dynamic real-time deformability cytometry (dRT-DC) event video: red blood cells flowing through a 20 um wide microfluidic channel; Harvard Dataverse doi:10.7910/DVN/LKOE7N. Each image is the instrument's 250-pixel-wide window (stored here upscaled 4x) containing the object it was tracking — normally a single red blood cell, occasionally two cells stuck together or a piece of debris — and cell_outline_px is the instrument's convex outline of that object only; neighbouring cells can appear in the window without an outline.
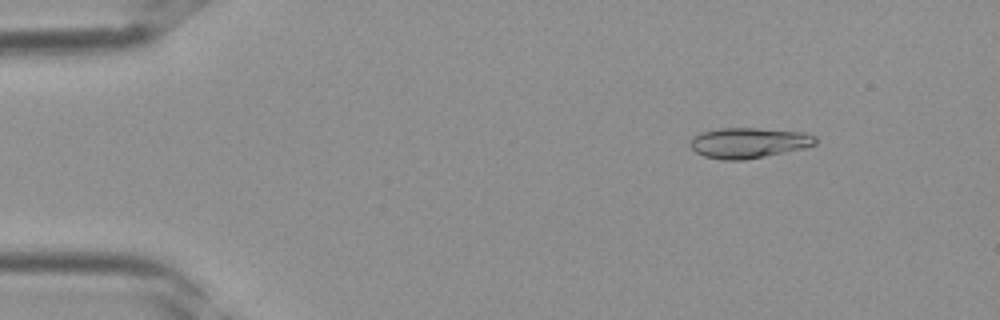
{"species": "Egyptian fruit bat (a non-hibernating species)", "species_latin": "Rousettus aegyptiacus", "temperature_condition": "room temperature", "stored_images_in_passage": 38, "camera_frame_rate_fps": 3000, "um_per_image_px": 0.085, "frame": {"image": 1, "passage_image": 5, "time_ms": 1.333, "image_size_px": [1000, 320], "cell_outline_px": [[816, 144], [804, 148], [744, 160], [724, 160], [704, 156], [696, 152], [688, 144], [692, 136], [700, 132], [720, 128], [756, 128], [804, 132], [816, 136]], "centroid_in_image_um": [63.6, 12.13], "position_along_channel_um": 21.4, "area_um2": 22.25}}
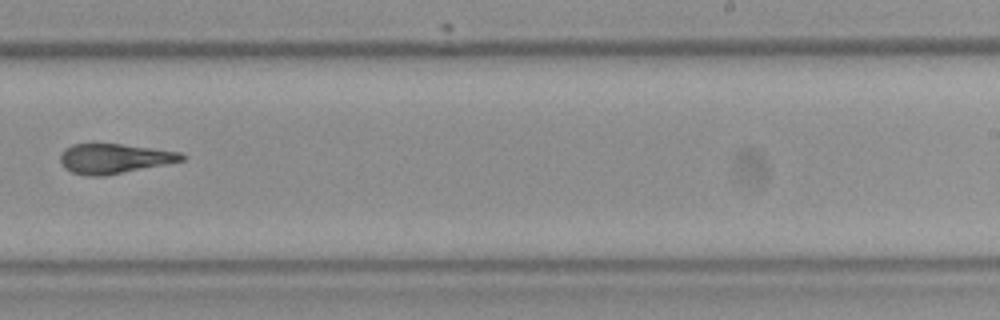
{"frame": {"image": 2, "passage_image": 24, "time_ms": 7.667, "image_size_px": [1000, 320], "cell_outline_px": [[184, 160], [168, 164], [104, 176], [88, 176], [72, 172], [64, 168], [60, 160], [60, 152], [64, 148], [72, 144], [120, 144], [152, 148], [180, 152], [184, 156]], "centroid_in_image_um": [9.68, 13.48], "position_along_channel_um": 279.3, "area_um2": 21.1}}
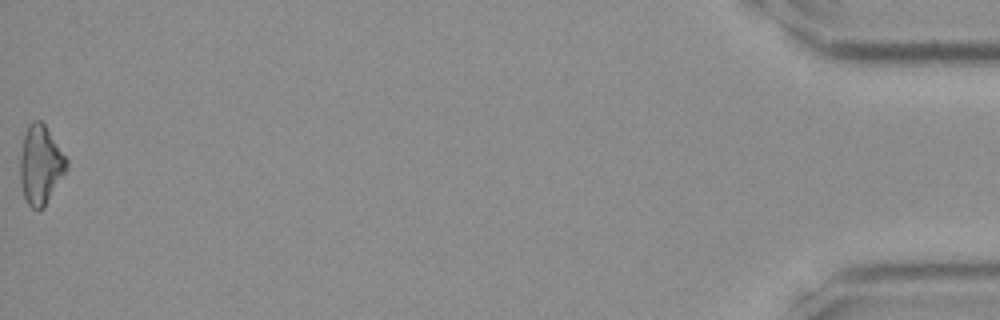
{"frame": {"image": 3, "passage_image": 38, "time_ms": 12.333, "image_size_px": [1000, 320], "cell_outline_px": [[68, 168], [44, 208], [36, 212], [28, 204], [24, 196], [20, 180], [20, 156], [24, 132], [28, 124], [32, 120], [40, 120], [44, 124], [68, 160]], "centroid_in_image_um": [3.44, 14.03], "position_along_channel_um": 431.8, "area_um2": 21.5}}